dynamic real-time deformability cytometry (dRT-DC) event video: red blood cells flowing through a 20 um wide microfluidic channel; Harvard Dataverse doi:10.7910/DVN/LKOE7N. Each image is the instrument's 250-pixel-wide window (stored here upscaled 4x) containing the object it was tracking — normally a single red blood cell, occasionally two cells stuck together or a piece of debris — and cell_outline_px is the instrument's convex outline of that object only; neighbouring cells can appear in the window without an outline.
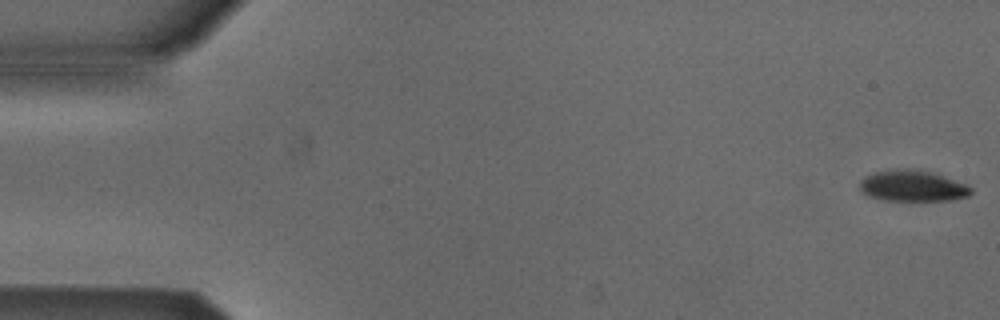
{"species": "Egyptian fruit bat (a non-hibernating species)", "species_latin": "Rousettus aegyptiacus", "temperature_condition": "cold", "stored_images_in_passage": 53, "camera_frame_rate_fps": 3000, "um_per_image_px": 0.085, "animal": {"sex": "male"}, "frame": {"image": 1, "passage_image": 1, "time_ms": 0.0, "image_size_px": [1000, 320], "cell_outline_px": [[972, 192], [968, 196], [952, 200], [884, 200], [872, 196], [864, 192], [860, 188], [860, 180], [864, 176], [876, 172], [928, 172], [968, 184], [972, 188]], "centroid_in_image_um": [77.63, 15.86], "position_along_channel_um": 7.4, "area_um2": 18.96}}
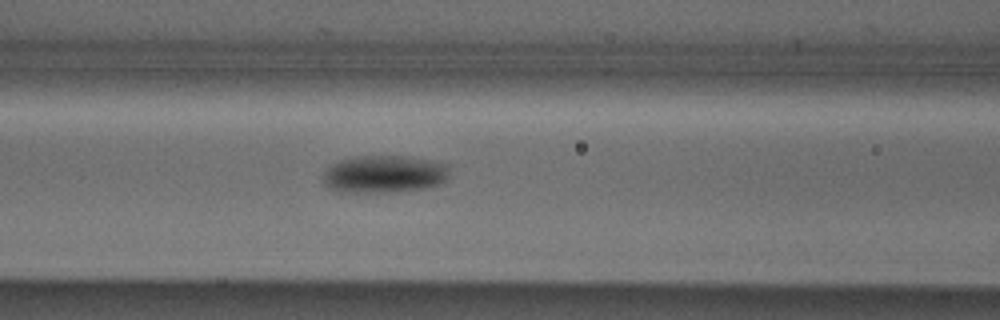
{"frame": {"image": 2, "passage_image": 22, "time_ms": 7.0, "image_size_px": [1000, 320], "cell_outline_px": [[444, 180], [436, 184], [424, 188], [396, 192], [344, 192], [328, 188], [324, 184], [324, 176], [328, 168], [332, 164], [340, 160], [364, 156], [412, 156], [444, 164]], "centroid_in_image_um": [32.57, 14.81], "position_along_channel_um": 134.0, "area_um2": 26.93}}
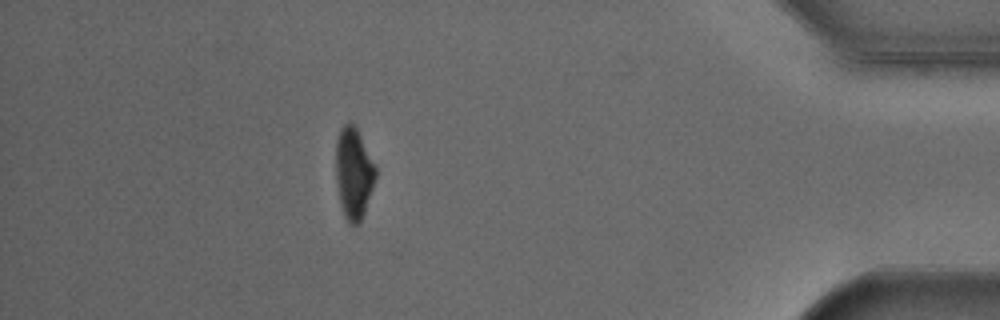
{"frame": {"image": 3, "passage_image": 47, "time_ms": 15.333, "image_size_px": [1000, 320], "cell_outline_px": [[376, 176], [364, 212], [360, 220], [356, 224], [348, 224], [344, 216], [340, 204], [336, 180], [336, 140], [340, 128], [348, 120], [356, 128], [376, 164]], "centroid_in_image_um": [30.05, 14.69], "position_along_channel_um": 405.2, "area_um2": 21.1}, "authors_computed_cell_mechanics": {"area_um2": 23.3512, "velocity_mm_per_s": 3.8732, "shape_relaxation_time_tau1_ms": 2.9425, "shape_relaxation_time_tau2_ms": null, "deformation_change_tau1": 0.1127, "deformation_change_tau2": null}}